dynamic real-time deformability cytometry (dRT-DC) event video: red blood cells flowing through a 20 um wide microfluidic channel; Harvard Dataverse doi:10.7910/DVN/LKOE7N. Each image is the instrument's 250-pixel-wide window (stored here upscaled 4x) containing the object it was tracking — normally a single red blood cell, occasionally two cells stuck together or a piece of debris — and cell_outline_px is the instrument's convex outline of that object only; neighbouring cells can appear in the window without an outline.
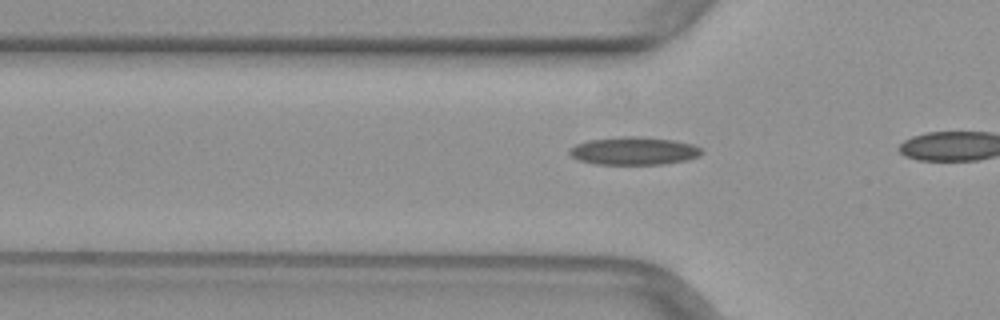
{"species": "common noctule bat (a hibernating species)", "species_latin": "Nyctalus noctula", "temperature_condition": "warm", "stored_images_in_passage": 13, "camera_frame_rate_fps": 3000, "um_per_image_px": 0.085, "animal": {"sex": "female", "body_mass_g": 29.2, "forearm_length_mm": 56.3}, "frame": {"image": 1, "passage_image": 10, "time_ms": 3.0, "image_size_px": [1000, 320], "cell_outline_px": [[704, 152], [700, 156], [688, 160], [664, 164], [596, 164], [580, 160], [572, 156], [568, 152], [576, 144], [588, 140], [620, 136], [644, 136], [672, 140], [692, 144], [700, 148]], "centroid_in_image_um": [53.92, 12.82], "position_along_channel_um": 71.9, "area_um2": 21.56}}